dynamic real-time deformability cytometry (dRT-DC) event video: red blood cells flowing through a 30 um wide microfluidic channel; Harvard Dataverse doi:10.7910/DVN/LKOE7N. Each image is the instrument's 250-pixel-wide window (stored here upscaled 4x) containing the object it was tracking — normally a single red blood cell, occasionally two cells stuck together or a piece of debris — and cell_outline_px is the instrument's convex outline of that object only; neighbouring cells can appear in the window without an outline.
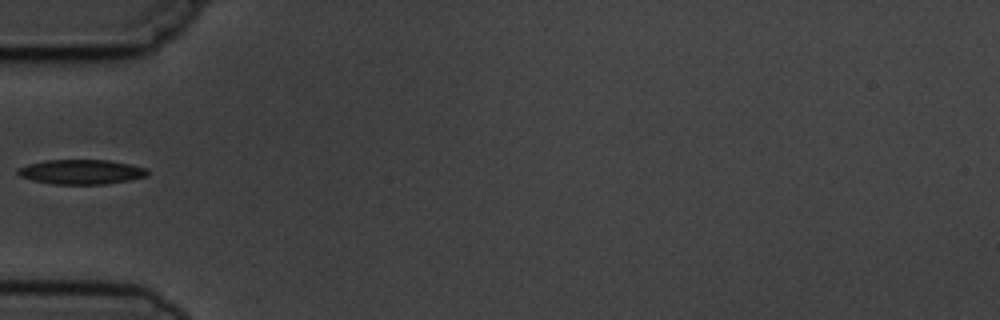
{"species": "common noctule bat (a hibernating species)", "species_latin": "Nyctalus noctula", "temperature_condition": "cold", "stored_images_in_passage": 6, "camera_frame_rate_fps": 3000, "um_per_image_px": 0.085, "animal": {"sex": "male", "body_mass_g": 19.5, "forearm_length_mm": 54.6}, "frame": {"image": 1, "passage_image": 6, "time_ms": 6.0, "image_size_px": [1000, 320], "cell_outline_px": [[148, 176], [128, 180], [104, 184], [52, 184], [32, 180], [20, 176], [16, 172], [16, 168], [28, 164], [44, 160], [108, 160], [132, 164], [148, 168]], "centroid_in_image_um": [6.9, 14.6], "position_along_channel_um": 78.1, "area_um2": 18.79}}